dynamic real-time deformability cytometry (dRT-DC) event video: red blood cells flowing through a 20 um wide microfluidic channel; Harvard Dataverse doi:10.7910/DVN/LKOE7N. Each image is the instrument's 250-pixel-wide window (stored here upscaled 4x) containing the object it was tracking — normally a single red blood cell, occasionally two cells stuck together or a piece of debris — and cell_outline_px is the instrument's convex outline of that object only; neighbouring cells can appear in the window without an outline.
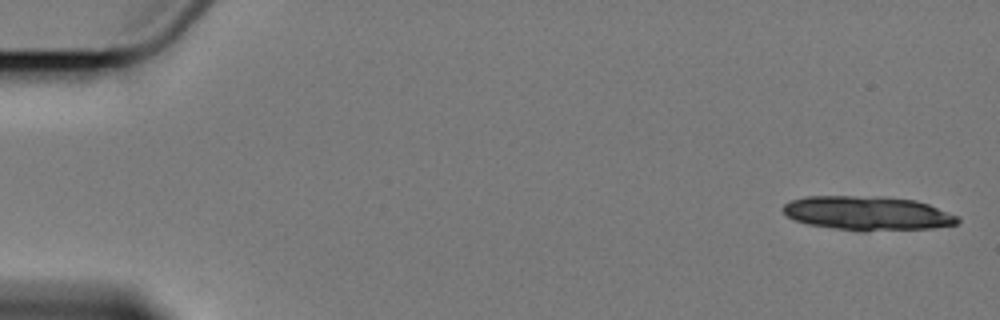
{"species": "Egyptian fruit bat (a non-hibernating species)", "species_latin": "Rousettus aegyptiacus", "temperature_condition": "cold", "stored_images_in_passage": 4, "camera_frame_rate_fps": 3000, "um_per_image_px": 0.085, "animal": {"sex": "female"}, "frame": {"image": 1, "passage_image": 1, "time_ms": 0.0, "image_size_px": [1000, 320], "cell_outline_px": [[960, 220], [956, 224], [932, 228], [868, 232], [856, 232], [808, 224], [796, 220], [788, 216], [780, 208], [784, 204], [792, 200], [804, 196], [880, 196], [916, 200], [928, 204], [960, 216]], "centroid_in_image_um": [73.76, 18.14], "position_along_channel_um": 11.2, "area_um2": 35.26}}
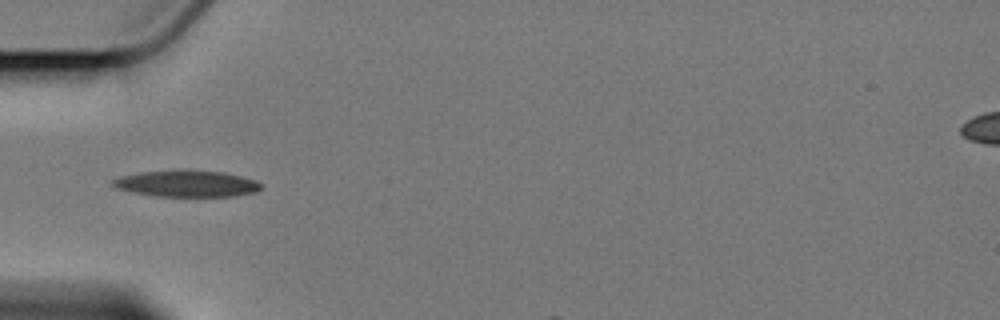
{"frame": {"image": 2, "passage_image": 3, "time_ms": 6.0, "image_size_px": [1000, 320], "cell_outline_px": [[264, 188], [256, 192], [236, 196], [156, 196], [132, 192], [116, 188], [108, 184], [112, 180], [120, 176], [140, 172], [176, 168], [184, 168], [224, 172], [256, 180], [264, 184]], "centroid_in_image_um": [15.87, 15.58], "position_along_channel_um": 69.1, "area_um2": 23.7}}